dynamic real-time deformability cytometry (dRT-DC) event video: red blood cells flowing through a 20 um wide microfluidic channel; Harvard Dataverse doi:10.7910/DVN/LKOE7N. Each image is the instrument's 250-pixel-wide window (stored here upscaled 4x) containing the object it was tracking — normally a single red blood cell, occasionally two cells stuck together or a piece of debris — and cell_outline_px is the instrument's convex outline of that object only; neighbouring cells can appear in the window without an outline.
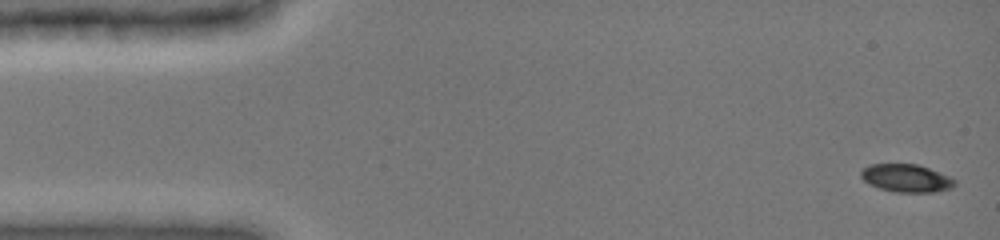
{"species": "common noctule bat (a hibernating species)", "species_latin": "Nyctalus noctula", "temperature_condition": "cold", "stored_images_in_passage": 16, "camera_frame_rate_fps": 3000, "um_per_image_px": 0.085, "animal": {"sex": "female", "body_mass_g": 19.0, "forearm_length_mm": 51.5}, "frame": {"image": 1, "passage_image": 1, "time_ms": 0.0, "image_size_px": [1000, 240], "cell_outline_px": [[956, 180], [948, 188], [932, 192], [896, 192], [880, 188], [864, 180], [860, 176], [860, 172], [864, 168], [872, 164], [916, 164], [928, 168], [948, 176]], "centroid_in_image_um": [76.99, 15.13], "position_along_channel_um": 8.0, "area_um2": 14.74}}
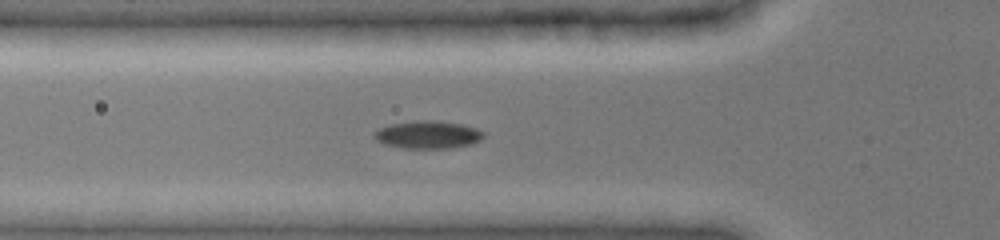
{"frame": {"image": 2, "passage_image": 10, "time_ms": 5.0, "image_size_px": [1000, 240], "cell_outline_px": [[484, 136], [480, 140], [472, 144], [452, 148], [404, 148], [384, 144], [376, 140], [372, 136], [380, 128], [388, 124], [416, 120], [436, 120], [460, 124], [476, 128], [484, 132]], "centroid_in_image_um": [36.37, 11.44], "position_along_channel_um": 89.4, "area_um2": 17.74}}
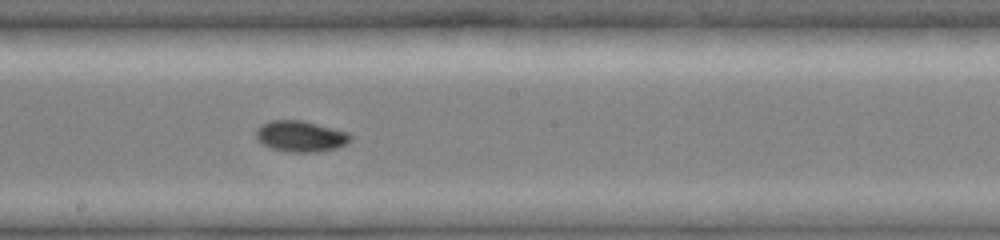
{"frame": {"image": 3, "passage_image": 16, "time_ms": 8.333, "image_size_px": [1000, 240], "cell_outline_px": [[352, 140], [336, 148], [316, 152], [288, 152], [272, 148], [264, 144], [256, 136], [256, 128], [260, 124], [272, 120], [304, 120], [348, 132], [352, 136]], "centroid_in_image_um": [25.56, 11.57], "position_along_channel_um": 222.6, "area_um2": 17.05}}